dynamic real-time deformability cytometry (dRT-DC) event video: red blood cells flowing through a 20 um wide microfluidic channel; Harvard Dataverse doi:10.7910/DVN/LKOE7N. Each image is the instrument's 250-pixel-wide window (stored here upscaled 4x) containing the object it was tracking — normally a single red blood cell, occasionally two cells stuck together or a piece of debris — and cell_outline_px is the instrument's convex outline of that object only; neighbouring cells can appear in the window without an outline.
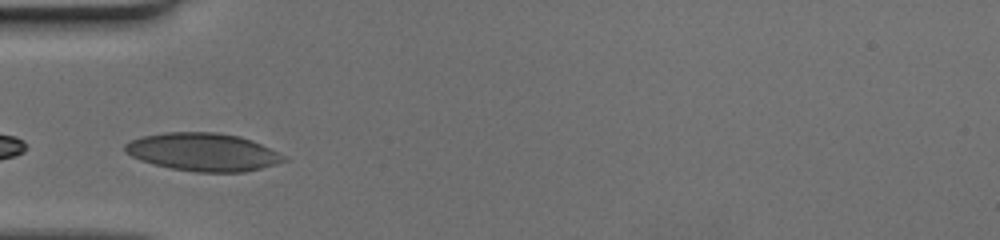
{"species": "human", "species_latin": "Homo sapiens", "temperature_condition": "cold", "stored_images_in_passage": 24, "camera_frame_rate_fps": 3000, "um_per_image_px": 0.085, "donor": {"sex": "female"}, "frame": {"image": 1, "passage_image": 3, "time_ms": 0.667, "image_size_px": [1000, 240], "cell_outline_px": [[288, 160], [276, 164], [244, 172], [196, 172], [172, 168], [152, 164], [140, 160], [124, 152], [124, 144], [132, 140], [144, 136], [164, 132], [216, 132], [240, 136], [252, 140], [284, 156]], "centroid_in_image_um": [17.23, 12.92], "position_along_channel_um": 67.8, "area_um2": 34.97}}
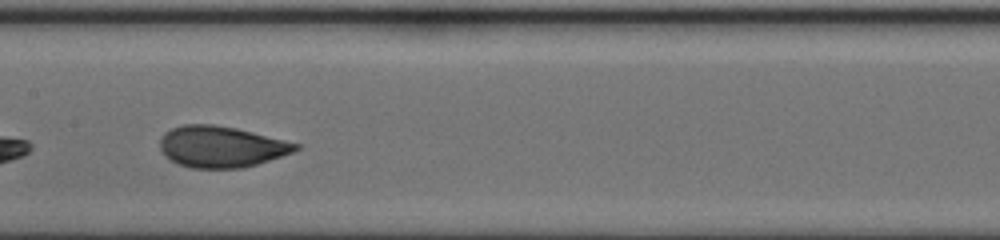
{"frame": {"image": 2, "passage_image": 12, "time_ms": 3.667, "image_size_px": [1000, 240], "cell_outline_px": [[300, 148], [292, 152], [256, 164], [240, 168], [192, 168], [180, 164], [172, 160], [160, 148], [160, 140], [164, 132], [172, 128], [184, 124], [216, 124], [236, 128], [300, 144]], "centroid_in_image_um": [18.79, 12.45], "position_along_channel_um": 188.6, "area_um2": 32.19}}
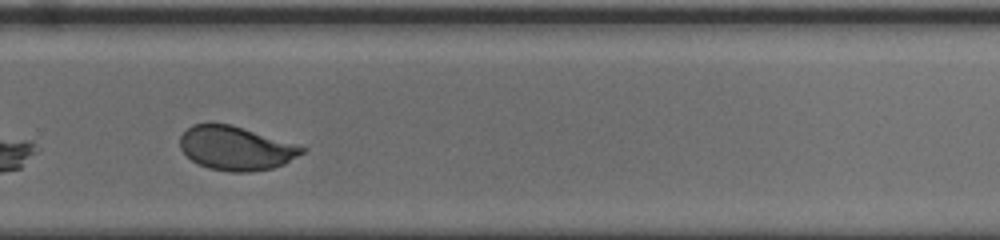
{"frame": {"image": 3, "passage_image": 21, "time_ms": 6.667, "image_size_px": [1000, 240], "cell_outline_px": [[308, 148], [304, 152], [284, 164], [272, 168], [252, 172], [228, 172], [208, 168], [196, 164], [180, 148], [180, 136], [192, 124], [232, 124], [296, 144]], "centroid_in_image_um": [20.05, 12.61], "position_along_channel_um": 309.7, "area_um2": 31.21}}